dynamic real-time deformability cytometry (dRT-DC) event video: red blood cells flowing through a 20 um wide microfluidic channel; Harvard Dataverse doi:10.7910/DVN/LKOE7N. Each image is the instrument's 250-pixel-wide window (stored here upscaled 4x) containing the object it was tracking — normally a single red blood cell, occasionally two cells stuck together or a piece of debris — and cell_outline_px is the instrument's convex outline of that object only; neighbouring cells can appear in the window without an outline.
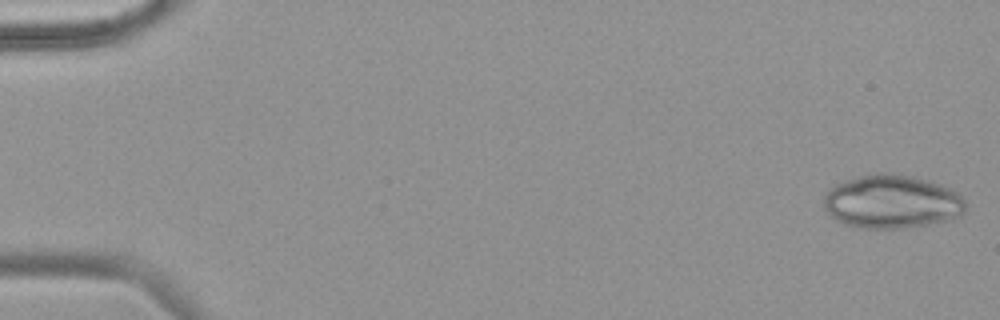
{"species": "common noctule bat (a hibernating species)", "species_latin": "Nyctalus noctula", "temperature_condition": "warm", "stored_images_in_passage": 53, "camera_frame_rate_fps": 3000, "um_per_image_px": 0.085, "animal": {"sex": "female", "body_mass_g": 18.4}, "frame": {"image": 1, "passage_image": 1, "time_ms": 0.0, "image_size_px": [1000, 320], "cell_outline_px": [[964, 212], [960, 216], [952, 220], [896, 228], [864, 228], [848, 224], [832, 216], [824, 208], [824, 196], [836, 184], [844, 180], [876, 172], [888, 172], [912, 176], [928, 180], [940, 184], [956, 192], [964, 200]], "centroid_in_image_um": [75.82, 17.12], "position_along_channel_um": 9.2, "area_um2": 43.75}}